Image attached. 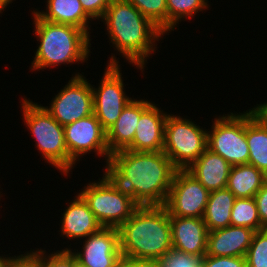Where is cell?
<instances>
[{
  "label": "cell",
  "instance_id": "cell-25",
  "mask_svg": "<svg viewBox=\"0 0 267 267\" xmlns=\"http://www.w3.org/2000/svg\"><path fill=\"white\" fill-rule=\"evenodd\" d=\"M231 225L248 227L255 231L261 230V221L255 198H235L231 210Z\"/></svg>",
  "mask_w": 267,
  "mask_h": 267
},
{
  "label": "cell",
  "instance_id": "cell-26",
  "mask_svg": "<svg viewBox=\"0 0 267 267\" xmlns=\"http://www.w3.org/2000/svg\"><path fill=\"white\" fill-rule=\"evenodd\" d=\"M145 17L150 19L167 34V2L166 0H127Z\"/></svg>",
  "mask_w": 267,
  "mask_h": 267
},
{
  "label": "cell",
  "instance_id": "cell-6",
  "mask_svg": "<svg viewBox=\"0 0 267 267\" xmlns=\"http://www.w3.org/2000/svg\"><path fill=\"white\" fill-rule=\"evenodd\" d=\"M99 181H90L78 192L102 227L119 228L139 205L105 171Z\"/></svg>",
  "mask_w": 267,
  "mask_h": 267
},
{
  "label": "cell",
  "instance_id": "cell-38",
  "mask_svg": "<svg viewBox=\"0 0 267 267\" xmlns=\"http://www.w3.org/2000/svg\"><path fill=\"white\" fill-rule=\"evenodd\" d=\"M72 267H85L79 261L76 260L75 255L72 253Z\"/></svg>",
  "mask_w": 267,
  "mask_h": 267
},
{
  "label": "cell",
  "instance_id": "cell-15",
  "mask_svg": "<svg viewBox=\"0 0 267 267\" xmlns=\"http://www.w3.org/2000/svg\"><path fill=\"white\" fill-rule=\"evenodd\" d=\"M173 249L190 255L204 256L208 230L203 218L170 216Z\"/></svg>",
  "mask_w": 267,
  "mask_h": 267
},
{
  "label": "cell",
  "instance_id": "cell-23",
  "mask_svg": "<svg viewBox=\"0 0 267 267\" xmlns=\"http://www.w3.org/2000/svg\"><path fill=\"white\" fill-rule=\"evenodd\" d=\"M235 196L226 187L209 193L203 221L208 232L231 225V210Z\"/></svg>",
  "mask_w": 267,
  "mask_h": 267
},
{
  "label": "cell",
  "instance_id": "cell-29",
  "mask_svg": "<svg viewBox=\"0 0 267 267\" xmlns=\"http://www.w3.org/2000/svg\"><path fill=\"white\" fill-rule=\"evenodd\" d=\"M42 262L43 267H72V252L70 249H61L48 253L42 248Z\"/></svg>",
  "mask_w": 267,
  "mask_h": 267
},
{
  "label": "cell",
  "instance_id": "cell-1",
  "mask_svg": "<svg viewBox=\"0 0 267 267\" xmlns=\"http://www.w3.org/2000/svg\"><path fill=\"white\" fill-rule=\"evenodd\" d=\"M177 170L163 151L126 149L112 153L105 168L139 206H163Z\"/></svg>",
  "mask_w": 267,
  "mask_h": 267
},
{
  "label": "cell",
  "instance_id": "cell-9",
  "mask_svg": "<svg viewBox=\"0 0 267 267\" xmlns=\"http://www.w3.org/2000/svg\"><path fill=\"white\" fill-rule=\"evenodd\" d=\"M108 58L98 87L92 86L93 113L105 131L114 125L123 108L132 100L124 90L126 85L123 83L119 57L117 59L115 54L111 53V57Z\"/></svg>",
  "mask_w": 267,
  "mask_h": 267
},
{
  "label": "cell",
  "instance_id": "cell-24",
  "mask_svg": "<svg viewBox=\"0 0 267 267\" xmlns=\"http://www.w3.org/2000/svg\"><path fill=\"white\" fill-rule=\"evenodd\" d=\"M167 2V35L174 31L179 22L192 19L198 12H203L210 6L208 0H166ZM176 26V28H175Z\"/></svg>",
  "mask_w": 267,
  "mask_h": 267
},
{
  "label": "cell",
  "instance_id": "cell-11",
  "mask_svg": "<svg viewBox=\"0 0 267 267\" xmlns=\"http://www.w3.org/2000/svg\"><path fill=\"white\" fill-rule=\"evenodd\" d=\"M65 143L69 154V175L80 158L92 151L95 156L104 157L107 167L111 153L106 142V131L93 114L64 126Z\"/></svg>",
  "mask_w": 267,
  "mask_h": 267
},
{
  "label": "cell",
  "instance_id": "cell-10",
  "mask_svg": "<svg viewBox=\"0 0 267 267\" xmlns=\"http://www.w3.org/2000/svg\"><path fill=\"white\" fill-rule=\"evenodd\" d=\"M87 80L84 73H74L68 83L52 97L50 106H43L62 126L93 114V84Z\"/></svg>",
  "mask_w": 267,
  "mask_h": 267
},
{
  "label": "cell",
  "instance_id": "cell-27",
  "mask_svg": "<svg viewBox=\"0 0 267 267\" xmlns=\"http://www.w3.org/2000/svg\"><path fill=\"white\" fill-rule=\"evenodd\" d=\"M245 258L247 267H267V229L255 232Z\"/></svg>",
  "mask_w": 267,
  "mask_h": 267
},
{
  "label": "cell",
  "instance_id": "cell-37",
  "mask_svg": "<svg viewBox=\"0 0 267 267\" xmlns=\"http://www.w3.org/2000/svg\"><path fill=\"white\" fill-rule=\"evenodd\" d=\"M15 0H0V11L3 13L9 4H12Z\"/></svg>",
  "mask_w": 267,
  "mask_h": 267
},
{
  "label": "cell",
  "instance_id": "cell-32",
  "mask_svg": "<svg viewBox=\"0 0 267 267\" xmlns=\"http://www.w3.org/2000/svg\"><path fill=\"white\" fill-rule=\"evenodd\" d=\"M84 11L96 21L103 18L112 0H79Z\"/></svg>",
  "mask_w": 267,
  "mask_h": 267
},
{
  "label": "cell",
  "instance_id": "cell-2",
  "mask_svg": "<svg viewBox=\"0 0 267 267\" xmlns=\"http://www.w3.org/2000/svg\"><path fill=\"white\" fill-rule=\"evenodd\" d=\"M101 21L114 52L144 73L147 59L166 34L127 0H112Z\"/></svg>",
  "mask_w": 267,
  "mask_h": 267
},
{
  "label": "cell",
  "instance_id": "cell-28",
  "mask_svg": "<svg viewBox=\"0 0 267 267\" xmlns=\"http://www.w3.org/2000/svg\"><path fill=\"white\" fill-rule=\"evenodd\" d=\"M203 257L190 255L172 248L158 260V263L159 267H202Z\"/></svg>",
  "mask_w": 267,
  "mask_h": 267
},
{
  "label": "cell",
  "instance_id": "cell-22",
  "mask_svg": "<svg viewBox=\"0 0 267 267\" xmlns=\"http://www.w3.org/2000/svg\"><path fill=\"white\" fill-rule=\"evenodd\" d=\"M267 182V176L251 164L231 166L227 188L235 198H253Z\"/></svg>",
  "mask_w": 267,
  "mask_h": 267
},
{
  "label": "cell",
  "instance_id": "cell-19",
  "mask_svg": "<svg viewBox=\"0 0 267 267\" xmlns=\"http://www.w3.org/2000/svg\"><path fill=\"white\" fill-rule=\"evenodd\" d=\"M230 169L223 157L206 149L187 171L211 192L227 187Z\"/></svg>",
  "mask_w": 267,
  "mask_h": 267
},
{
  "label": "cell",
  "instance_id": "cell-13",
  "mask_svg": "<svg viewBox=\"0 0 267 267\" xmlns=\"http://www.w3.org/2000/svg\"><path fill=\"white\" fill-rule=\"evenodd\" d=\"M70 249L76 260L85 267H116L121 258L119 230L115 227H102L83 241L81 251Z\"/></svg>",
  "mask_w": 267,
  "mask_h": 267
},
{
  "label": "cell",
  "instance_id": "cell-8",
  "mask_svg": "<svg viewBox=\"0 0 267 267\" xmlns=\"http://www.w3.org/2000/svg\"><path fill=\"white\" fill-rule=\"evenodd\" d=\"M212 122L207 132V149L223 157L231 166L248 164L245 111L223 114Z\"/></svg>",
  "mask_w": 267,
  "mask_h": 267
},
{
  "label": "cell",
  "instance_id": "cell-14",
  "mask_svg": "<svg viewBox=\"0 0 267 267\" xmlns=\"http://www.w3.org/2000/svg\"><path fill=\"white\" fill-rule=\"evenodd\" d=\"M157 105L152 102L141 113L133 142L126 150L142 152L163 151L164 126L168 114Z\"/></svg>",
  "mask_w": 267,
  "mask_h": 267
},
{
  "label": "cell",
  "instance_id": "cell-34",
  "mask_svg": "<svg viewBox=\"0 0 267 267\" xmlns=\"http://www.w3.org/2000/svg\"><path fill=\"white\" fill-rule=\"evenodd\" d=\"M116 267H159L157 260L135 259L121 256Z\"/></svg>",
  "mask_w": 267,
  "mask_h": 267
},
{
  "label": "cell",
  "instance_id": "cell-20",
  "mask_svg": "<svg viewBox=\"0 0 267 267\" xmlns=\"http://www.w3.org/2000/svg\"><path fill=\"white\" fill-rule=\"evenodd\" d=\"M44 2L47 4L46 11L33 9L41 19L76 26L91 36L92 22L90 21L94 20L84 11L79 0H46Z\"/></svg>",
  "mask_w": 267,
  "mask_h": 267
},
{
  "label": "cell",
  "instance_id": "cell-30",
  "mask_svg": "<svg viewBox=\"0 0 267 267\" xmlns=\"http://www.w3.org/2000/svg\"><path fill=\"white\" fill-rule=\"evenodd\" d=\"M8 267H43L42 248L31 249L13 256Z\"/></svg>",
  "mask_w": 267,
  "mask_h": 267
},
{
  "label": "cell",
  "instance_id": "cell-18",
  "mask_svg": "<svg viewBox=\"0 0 267 267\" xmlns=\"http://www.w3.org/2000/svg\"><path fill=\"white\" fill-rule=\"evenodd\" d=\"M151 103L148 99L133 98L123 108L120 117L106 131V142L111 154L126 149L133 142L141 113Z\"/></svg>",
  "mask_w": 267,
  "mask_h": 267
},
{
  "label": "cell",
  "instance_id": "cell-36",
  "mask_svg": "<svg viewBox=\"0 0 267 267\" xmlns=\"http://www.w3.org/2000/svg\"><path fill=\"white\" fill-rule=\"evenodd\" d=\"M10 254H11V253H9V255H8V254H7V255L2 254V255L0 256V267H8V266H9L10 261H11V259H12V257H13V255L10 256ZM3 255H4V256H3Z\"/></svg>",
  "mask_w": 267,
  "mask_h": 267
},
{
  "label": "cell",
  "instance_id": "cell-21",
  "mask_svg": "<svg viewBox=\"0 0 267 267\" xmlns=\"http://www.w3.org/2000/svg\"><path fill=\"white\" fill-rule=\"evenodd\" d=\"M245 134L249 147V163L267 176V126L253 112L245 111Z\"/></svg>",
  "mask_w": 267,
  "mask_h": 267
},
{
  "label": "cell",
  "instance_id": "cell-5",
  "mask_svg": "<svg viewBox=\"0 0 267 267\" xmlns=\"http://www.w3.org/2000/svg\"><path fill=\"white\" fill-rule=\"evenodd\" d=\"M24 98L19 102L23 122L33 135L35 148L42 154L43 160L52 165L64 176H69V154L65 143L64 126L59 124L42 106Z\"/></svg>",
  "mask_w": 267,
  "mask_h": 267
},
{
  "label": "cell",
  "instance_id": "cell-16",
  "mask_svg": "<svg viewBox=\"0 0 267 267\" xmlns=\"http://www.w3.org/2000/svg\"><path fill=\"white\" fill-rule=\"evenodd\" d=\"M60 219L61 226L57 232L60 237H66L68 240H84L90 234L98 232L102 225L98 222L93 212L90 210L84 198L77 193L71 202L67 203Z\"/></svg>",
  "mask_w": 267,
  "mask_h": 267
},
{
  "label": "cell",
  "instance_id": "cell-35",
  "mask_svg": "<svg viewBox=\"0 0 267 267\" xmlns=\"http://www.w3.org/2000/svg\"><path fill=\"white\" fill-rule=\"evenodd\" d=\"M263 124L267 126V102L256 104L250 109Z\"/></svg>",
  "mask_w": 267,
  "mask_h": 267
},
{
  "label": "cell",
  "instance_id": "cell-3",
  "mask_svg": "<svg viewBox=\"0 0 267 267\" xmlns=\"http://www.w3.org/2000/svg\"><path fill=\"white\" fill-rule=\"evenodd\" d=\"M122 256L160 260L173 248L170 216L163 206H139L119 228Z\"/></svg>",
  "mask_w": 267,
  "mask_h": 267
},
{
  "label": "cell",
  "instance_id": "cell-4",
  "mask_svg": "<svg viewBox=\"0 0 267 267\" xmlns=\"http://www.w3.org/2000/svg\"><path fill=\"white\" fill-rule=\"evenodd\" d=\"M33 14V15H32ZM38 46L29 68L32 72L59 67L62 64L87 63L91 50V37L82 29L41 19L31 13Z\"/></svg>",
  "mask_w": 267,
  "mask_h": 267
},
{
  "label": "cell",
  "instance_id": "cell-33",
  "mask_svg": "<svg viewBox=\"0 0 267 267\" xmlns=\"http://www.w3.org/2000/svg\"><path fill=\"white\" fill-rule=\"evenodd\" d=\"M254 198L261 221V230L267 229V182L256 193Z\"/></svg>",
  "mask_w": 267,
  "mask_h": 267
},
{
  "label": "cell",
  "instance_id": "cell-7",
  "mask_svg": "<svg viewBox=\"0 0 267 267\" xmlns=\"http://www.w3.org/2000/svg\"><path fill=\"white\" fill-rule=\"evenodd\" d=\"M187 118L168 113L165 120L163 152L178 170H187L207 149L208 130Z\"/></svg>",
  "mask_w": 267,
  "mask_h": 267
},
{
  "label": "cell",
  "instance_id": "cell-31",
  "mask_svg": "<svg viewBox=\"0 0 267 267\" xmlns=\"http://www.w3.org/2000/svg\"><path fill=\"white\" fill-rule=\"evenodd\" d=\"M202 267H247L245 257L204 255Z\"/></svg>",
  "mask_w": 267,
  "mask_h": 267
},
{
  "label": "cell",
  "instance_id": "cell-17",
  "mask_svg": "<svg viewBox=\"0 0 267 267\" xmlns=\"http://www.w3.org/2000/svg\"><path fill=\"white\" fill-rule=\"evenodd\" d=\"M255 232L248 227L233 225L210 231L207 236L206 255L245 257Z\"/></svg>",
  "mask_w": 267,
  "mask_h": 267
},
{
  "label": "cell",
  "instance_id": "cell-12",
  "mask_svg": "<svg viewBox=\"0 0 267 267\" xmlns=\"http://www.w3.org/2000/svg\"><path fill=\"white\" fill-rule=\"evenodd\" d=\"M209 193L187 170H177L164 206L169 216L203 218Z\"/></svg>",
  "mask_w": 267,
  "mask_h": 267
}]
</instances>
